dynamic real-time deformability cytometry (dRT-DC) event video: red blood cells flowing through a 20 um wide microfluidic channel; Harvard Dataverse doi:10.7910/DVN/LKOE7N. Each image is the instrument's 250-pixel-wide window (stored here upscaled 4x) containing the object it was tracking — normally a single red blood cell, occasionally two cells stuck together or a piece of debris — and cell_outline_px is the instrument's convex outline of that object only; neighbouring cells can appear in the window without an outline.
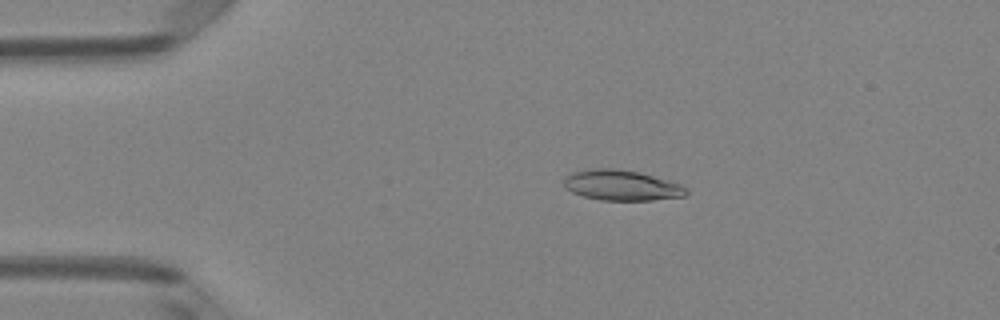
{"species": "Egyptian fruit bat (a non-hibernating species)", "species_latin": "Rousettus aegyptiacus", "temperature_condition": "room temperature", "stored_images_in_passage": 2, "camera_frame_rate_fps": 3000, "um_per_image_px": 0.085, "animal": {"sex": "female"}, "frame": {"image": 1, "passage_image": 1, "time_ms": 0.0, "image_size_px": [1000, 320], "cell_outline_px": [[688, 192], [684, 196], [652, 200], [600, 200], [584, 196], [572, 192], [564, 188], [564, 180], [572, 172], [588, 168], [616, 168], [640, 172], [668, 180], [680, 184], [688, 188]], "centroid_in_image_um": [52.83, 15.74], "position_along_channel_um": 32.2, "area_um2": 21.79}}